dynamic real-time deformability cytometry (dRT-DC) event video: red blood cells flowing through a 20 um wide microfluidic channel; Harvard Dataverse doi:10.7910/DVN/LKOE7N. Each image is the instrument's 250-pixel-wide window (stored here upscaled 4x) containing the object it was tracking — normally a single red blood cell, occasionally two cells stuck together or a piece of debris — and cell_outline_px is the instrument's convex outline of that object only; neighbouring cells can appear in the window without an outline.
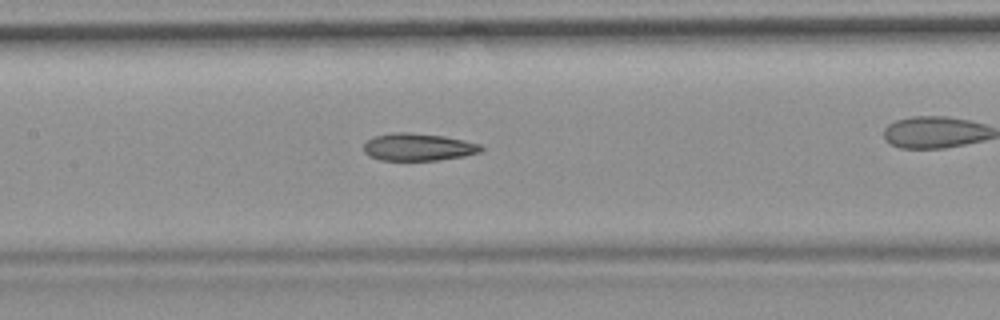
{"species": "common noctule bat (a hibernating species)", "species_latin": "Nyctalus noctula", "temperature_condition": "room temperature", "stored_images_in_passage": 44, "camera_frame_rate_fps": 3000, "um_per_image_px": 0.085, "animal": {"sex": "female", "body_mass_g": 19.9}, "frame": {"image": 1, "passage_image": 26, "time_ms": 8.333, "image_size_px": [1000, 320], "cell_outline_px": [[484, 148], [480, 152], [464, 156], [436, 160], [380, 160], [368, 156], [364, 152], [364, 144], [372, 136], [388, 132], [412, 132], [444, 136], [464, 140], [480, 144]], "centroid_in_image_um": [35.51, 12.48], "position_along_channel_um": 171.9, "area_um2": 18.96}}